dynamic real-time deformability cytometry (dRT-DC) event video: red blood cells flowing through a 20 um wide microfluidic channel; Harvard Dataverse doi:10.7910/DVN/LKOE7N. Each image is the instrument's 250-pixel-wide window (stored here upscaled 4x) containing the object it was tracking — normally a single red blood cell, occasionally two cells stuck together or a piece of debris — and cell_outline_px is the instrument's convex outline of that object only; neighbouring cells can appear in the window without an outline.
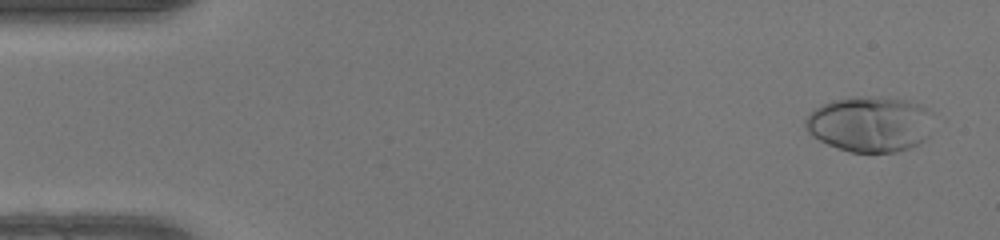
{"species": "human", "species_latin": "Homo sapiens", "temperature_condition": "warm", "stored_images_in_passage": 51, "camera_frame_rate_fps": 3000, "um_per_image_px": 0.085, "donor": {"sex": "female"}, "frame": {"image": 1, "passage_image": 3, "time_ms": 0.667, "image_size_px": [1000, 240], "cell_outline_px": [[932, 112], [928, 136], [924, 140], [908, 148], [896, 152], [852, 152], [828, 144], [812, 136], [808, 132], [804, 124], [804, 120], [816, 108], [832, 100], [856, 96], [880, 96], [908, 100], [924, 104]], "centroid_in_image_um": [73.97, 10.52], "position_along_channel_um": 11.0, "area_um2": 41.56}}
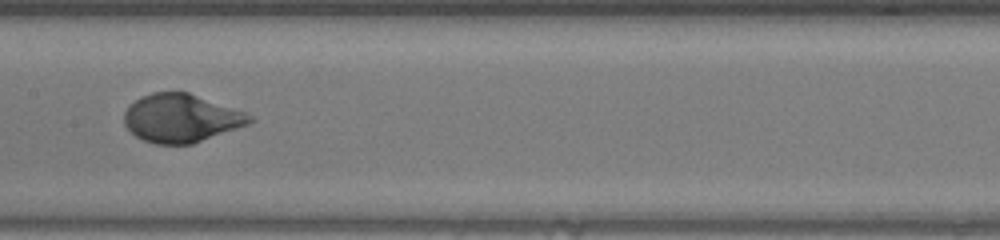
{"frame": {"image": 2, "passage_image": 26, "time_ms": 8.333, "image_size_px": [1000, 240], "cell_outline_px": [[256, 120], [248, 124], [192, 144], [156, 144], [144, 140], [136, 136], [124, 124], [124, 112], [140, 96], [152, 92], [188, 92], [244, 112], [252, 116]], "centroid_in_image_um": [15.39, 10.04], "position_along_channel_um": 192.0, "area_um2": 34.91}}
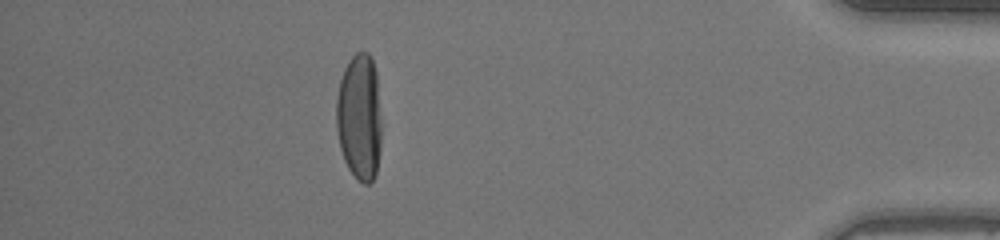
{"frame": {"image": 3, "passage_image": 45, "time_ms": 14.667, "image_size_px": [1000, 240], "cell_outline_px": [[380, 152], [376, 172], [372, 180], [368, 184], [364, 184], [348, 168], [344, 160], [340, 148], [336, 128], [336, 100], [340, 80], [344, 68], [352, 56], [356, 52], [368, 52], [372, 60], [376, 72], [380, 120]], "centroid_in_image_um": [30.53, 9.95], "position_along_channel_um": 404.7, "area_um2": 33.18}, "authors_computed_cell_mechanics": {"area_um2": 35.6626, "velocity_mm_per_s": 4.1374, "shape_relaxation_time_tau1_ms": 3.2996, "shape_relaxation_time_tau2_ms": null, "deformation_change_tau1": 0.2372, "deformation_change_tau2": null}}